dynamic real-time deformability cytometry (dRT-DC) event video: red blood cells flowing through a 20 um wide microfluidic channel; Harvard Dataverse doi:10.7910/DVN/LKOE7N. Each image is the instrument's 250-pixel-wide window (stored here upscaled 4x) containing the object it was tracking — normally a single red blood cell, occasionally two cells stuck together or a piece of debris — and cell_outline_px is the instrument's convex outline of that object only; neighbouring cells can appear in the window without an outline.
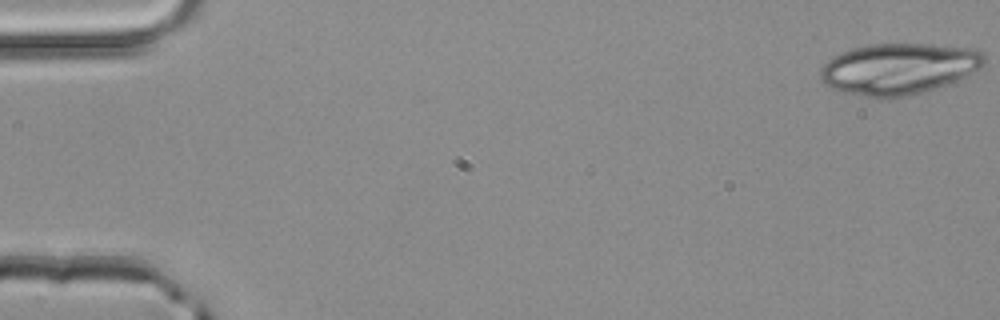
{"species": "common noctule bat (a hibernating species)", "species_latin": "Nyctalus noctula", "temperature_condition": "room temperature", "stored_images_in_passage": 12, "camera_frame_rate_fps": 3000, "um_per_image_px": 0.085, "animal": {"sex": "male", "body_mass_g": 20.4}, "frame": {"image": 1, "passage_image": 1, "time_ms": 0.0, "image_size_px": [1000, 320], "cell_outline_px": [[984, 64], [980, 68], [956, 80], [936, 88], [908, 96], [888, 100], [864, 96], [832, 88], [824, 84], [820, 80], [820, 68], [832, 56], [852, 48], [872, 44], [928, 44], [972, 48], [984, 52]], "centroid_in_image_um": [76.37, 5.85], "position_along_channel_um": 8.6, "area_um2": 48.96}}